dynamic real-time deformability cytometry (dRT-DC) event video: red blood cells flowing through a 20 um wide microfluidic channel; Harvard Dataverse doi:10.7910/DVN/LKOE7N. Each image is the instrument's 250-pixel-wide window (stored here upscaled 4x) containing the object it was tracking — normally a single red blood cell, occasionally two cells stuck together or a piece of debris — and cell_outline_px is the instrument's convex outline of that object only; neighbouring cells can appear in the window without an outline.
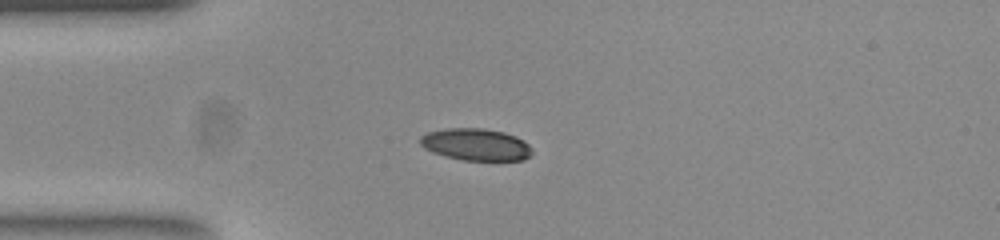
{"species": "common noctule bat (a hibernating species)", "species_latin": "Nyctalus noctula", "temperature_condition": "room temperature", "stored_images_in_passage": 40, "camera_frame_rate_fps": 3000, "um_per_image_px": 0.085, "animal": {"sex": "female", "body_mass_g": 23.0, "forearm_length_mm": 53.4}, "frame": {"image": 1, "passage_image": 1, "time_ms": 0.0, "image_size_px": [1000, 240], "cell_outline_px": [[532, 152], [524, 160], [464, 160], [444, 156], [432, 152], [424, 148], [420, 144], [420, 136], [428, 132], [444, 128], [480, 128], [504, 132], [516, 136], [524, 140], [532, 148]], "centroid_in_image_um": [40.44, 12.28], "position_along_channel_um": 44.6, "area_um2": 20.92}}
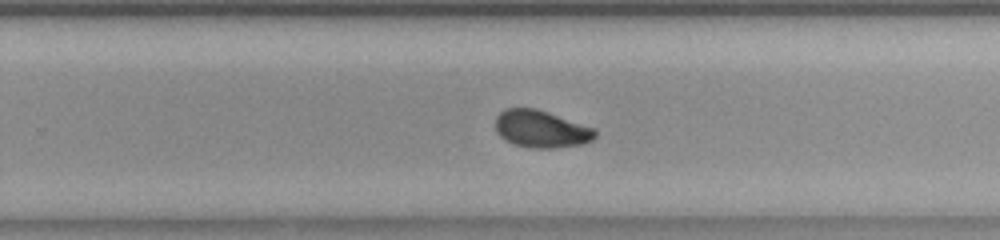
{"frame": {"image": 2, "passage_image": 21, "time_ms": 6.667, "image_size_px": [1000, 240], "cell_outline_px": [[596, 136], [592, 140], [580, 144], [556, 148], [532, 148], [512, 144], [504, 140], [496, 132], [496, 116], [504, 108], [536, 108], [596, 128]], "centroid_in_image_um": [45.98, 10.96], "position_along_channel_um": 283.8, "area_um2": 21.85}}
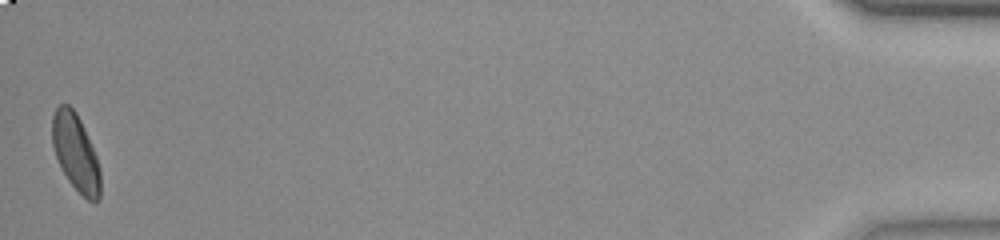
{"frame": {"image": 3, "passage_image": 40, "time_ms": 13.0, "image_size_px": [1000, 240], "cell_outline_px": [[100, 200], [88, 200], [68, 180], [56, 156], [52, 144], [52, 116], [56, 108], [60, 104], [68, 104], [76, 112], [80, 120], [96, 156], [100, 168]], "centroid_in_image_um": [6.42, 12.94], "position_along_channel_um": 428.8, "area_um2": 21.15}, "authors_computed_cell_mechanics": {"area_um2": 21.6461, "velocity_mm_per_s": 3.852, "shape_relaxation_time_tau1_ms": 4.4185, "shape_relaxation_time_tau2_ms": 1.5396, "deformation_change_tau1": 0.1295, "deformation_change_tau2": 0.0519}}